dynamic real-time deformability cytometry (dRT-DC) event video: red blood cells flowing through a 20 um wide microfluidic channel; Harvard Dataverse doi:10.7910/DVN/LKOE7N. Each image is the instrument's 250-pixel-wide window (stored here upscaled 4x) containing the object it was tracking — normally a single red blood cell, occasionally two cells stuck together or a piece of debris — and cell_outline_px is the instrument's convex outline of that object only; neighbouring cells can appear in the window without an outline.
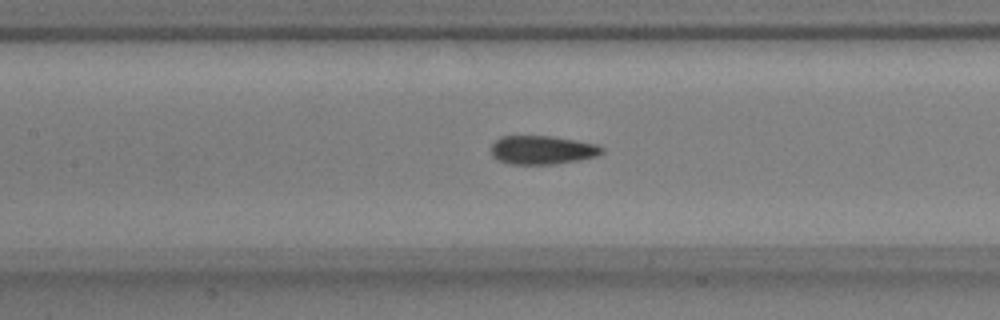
{"species": "common noctule bat (a hibernating species)", "species_latin": "Nyctalus noctula", "temperature_condition": "warm", "stored_images_in_passage": 47, "camera_frame_rate_fps": 3000, "um_per_image_px": 0.085, "animal": {"sex": "male", "body_mass_g": 17.9, "forearm_length_mm": 54.2}, "frame": {"image": 1, "passage_image": 24, "time_ms": 7.667, "image_size_px": [1000, 320], "cell_outline_px": [[604, 152], [596, 156], [580, 160], [552, 164], [508, 164], [496, 160], [492, 156], [492, 144], [500, 136], [548, 136], [576, 140], [596, 144], [604, 148]], "centroid_in_image_um": [46.08, 12.75], "position_along_channel_um": 161.3, "area_um2": 18.55}}
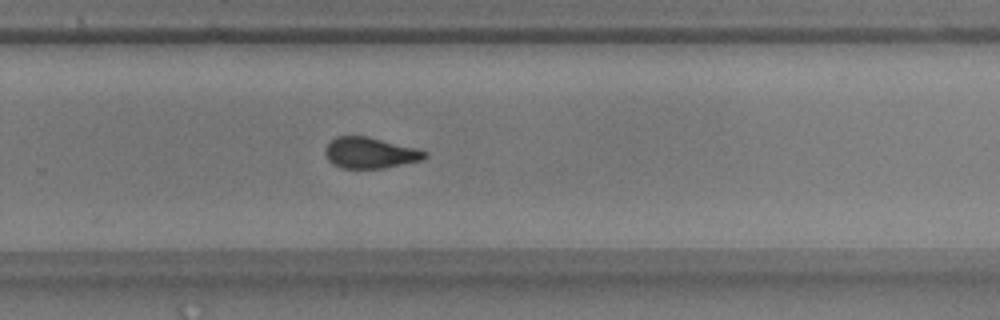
{"frame": {"image": 2, "passage_image": 35, "time_ms": 11.333, "image_size_px": [1000, 320], "cell_outline_px": [[428, 156], [424, 160], [384, 168], [340, 168], [332, 164], [328, 160], [324, 152], [324, 148], [336, 136], [368, 136], [416, 148], [428, 152]], "centroid_in_image_um": [31.47, 13.0], "position_along_channel_um": 298.3, "area_um2": 18.15}}
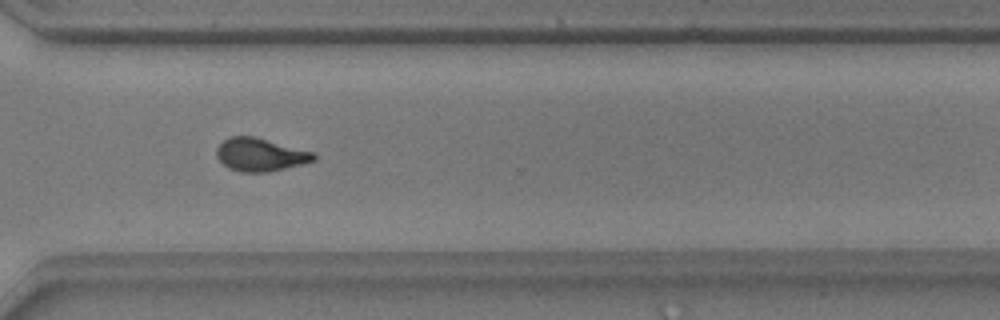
{"frame": {"image": 3, "passage_image": 39, "time_ms": 12.667, "image_size_px": [1000, 320], "cell_outline_px": [[316, 160], [268, 172], [240, 172], [228, 168], [216, 156], [216, 148], [228, 136], [256, 136], [316, 152]], "centroid_in_image_um": [22.13, 13.13], "position_along_channel_um": 348.5, "area_um2": 18.9}}